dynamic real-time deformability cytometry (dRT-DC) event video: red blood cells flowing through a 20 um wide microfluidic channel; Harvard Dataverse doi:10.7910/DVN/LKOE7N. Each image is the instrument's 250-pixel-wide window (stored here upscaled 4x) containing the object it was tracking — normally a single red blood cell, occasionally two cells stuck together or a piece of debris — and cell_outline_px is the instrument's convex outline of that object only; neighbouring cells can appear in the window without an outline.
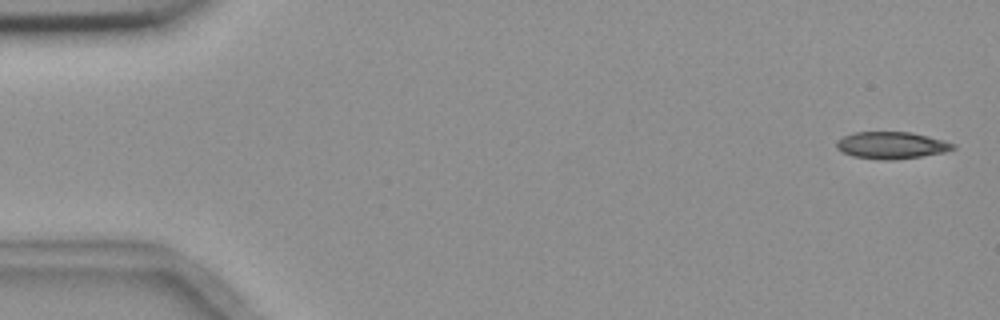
{"species": "common noctule bat (a hibernating species)", "species_latin": "Nyctalus noctula", "temperature_condition": "room temperature", "stored_images_in_passage": 4, "camera_frame_rate_fps": 3000, "um_per_image_px": 0.085, "animal": {"sex": "female", "body_mass_g": 18.4}, "frame": {"image": 1, "passage_image": 1, "time_ms": 0.0, "image_size_px": [1000, 320], "cell_outline_px": [[956, 148], [944, 152], [920, 156], [892, 160], [880, 160], [852, 156], [840, 152], [836, 148], [836, 140], [844, 136], [856, 132], [912, 132], [944, 140], [956, 144]], "centroid_in_image_um": [75.75, 12.35], "position_along_channel_um": 9.2, "area_um2": 18.44}}